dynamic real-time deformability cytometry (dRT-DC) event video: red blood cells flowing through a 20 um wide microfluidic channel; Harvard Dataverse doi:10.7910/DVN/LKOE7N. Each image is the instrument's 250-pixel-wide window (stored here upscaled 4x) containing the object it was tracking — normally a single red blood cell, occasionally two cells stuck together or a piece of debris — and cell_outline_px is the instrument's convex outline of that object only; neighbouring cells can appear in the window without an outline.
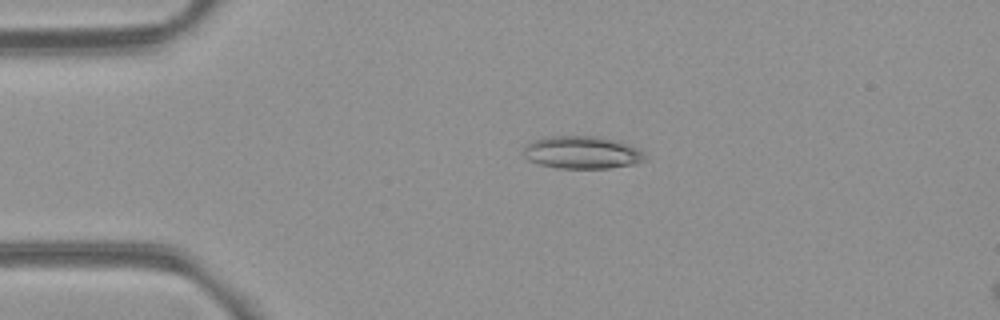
{"species": "common noctule bat (a hibernating species)", "species_latin": "Nyctalus noctula", "temperature_condition": "room temperature", "stored_images_in_passage": 6, "camera_frame_rate_fps": 3000, "um_per_image_px": 0.085, "animal": {"sex": "female", "body_mass_g": 21.9}, "frame": {"image": 1, "passage_image": 4, "time_ms": 3.667, "image_size_px": [1000, 320], "cell_outline_px": [[644, 160], [636, 164], [608, 168], [556, 168], [540, 164], [528, 160], [524, 156], [524, 148], [532, 140], [544, 136], [600, 136], [616, 140], [628, 144], [644, 152]], "centroid_in_image_um": [49.46, 12.95], "position_along_channel_um": 35.5, "area_um2": 23.18}}
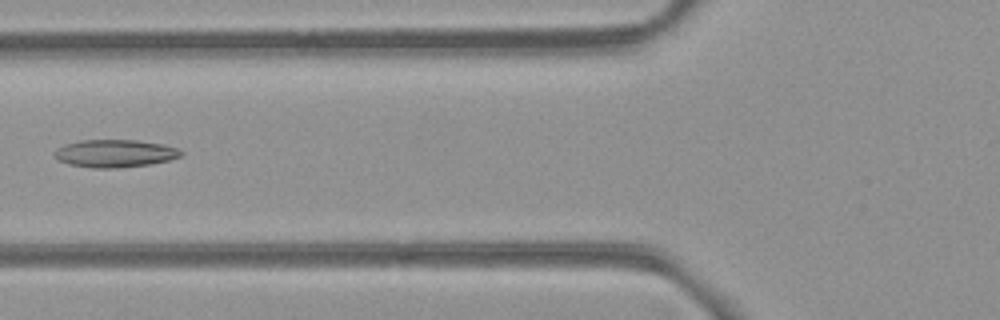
{"frame": {"image": 2, "passage_image": 6, "time_ms": 6.667, "image_size_px": [1000, 320], "cell_outline_px": [[184, 152], [180, 156], [168, 160], [148, 164], [116, 168], [92, 168], [68, 164], [56, 160], [52, 156], [52, 152], [56, 148], [64, 144], [80, 140], [136, 140], [160, 144], [176, 148]], "centroid_in_image_um": [9.66, 13.04], "position_along_channel_um": 116.1, "area_um2": 20.46}}